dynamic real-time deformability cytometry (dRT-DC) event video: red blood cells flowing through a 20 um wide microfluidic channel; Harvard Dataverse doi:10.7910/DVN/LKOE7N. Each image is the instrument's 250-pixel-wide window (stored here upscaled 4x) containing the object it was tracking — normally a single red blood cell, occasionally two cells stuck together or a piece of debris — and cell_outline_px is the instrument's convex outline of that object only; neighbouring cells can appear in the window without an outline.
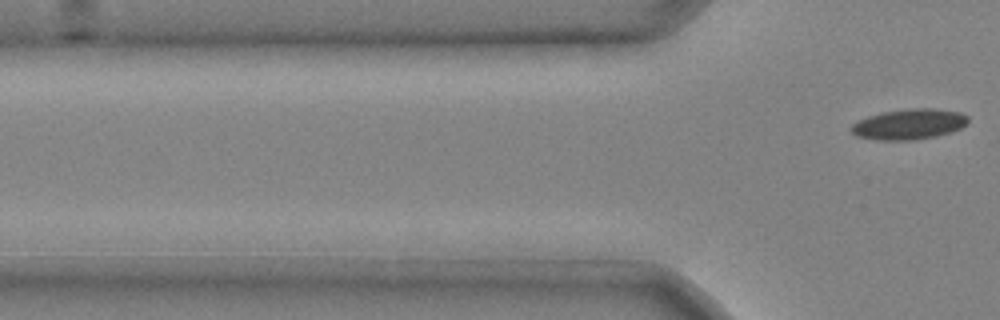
{"species": "common noctule bat (a hibernating species)", "species_latin": "Nyctalus noctula", "temperature_condition": "cold", "stored_images_in_passage": 7, "segment_of_instrument_passage": [2, 2], "camera_frame_rate_fps": 3000, "um_per_image_px": 0.085, "animal": {"sex": "male", "body_mass_g": 20.4}, "frame": {"image": 1, "passage_image": 7, "time_ms": 2.0, "image_size_px": [1000, 320], "cell_outline_px": [[968, 124], [952, 132], [936, 136], [916, 140], [876, 140], [856, 136], [848, 128], [852, 124], [868, 116], [884, 112], [916, 108], [932, 108], [960, 112], [968, 116]], "centroid_in_image_um": [77.28, 10.57], "position_along_channel_um": 48.5, "area_um2": 20.81}}